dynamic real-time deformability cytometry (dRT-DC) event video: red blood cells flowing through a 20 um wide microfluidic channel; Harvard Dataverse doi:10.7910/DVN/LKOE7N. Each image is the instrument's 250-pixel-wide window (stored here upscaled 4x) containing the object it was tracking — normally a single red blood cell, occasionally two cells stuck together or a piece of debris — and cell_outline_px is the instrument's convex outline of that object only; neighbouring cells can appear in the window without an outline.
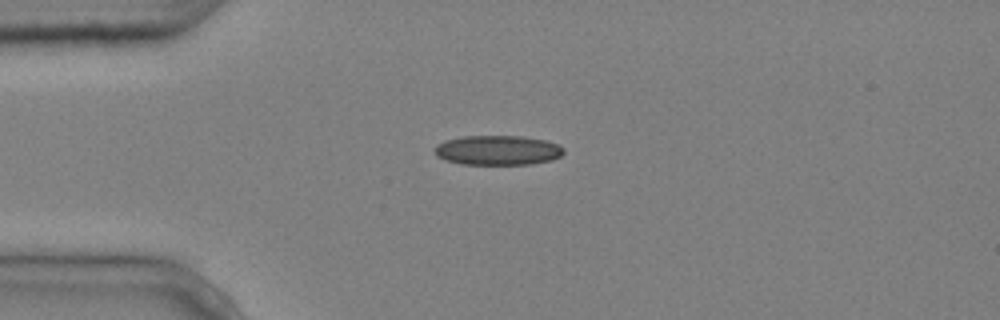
{"species": "common noctule bat (a hibernating species)", "species_latin": "Nyctalus noctula", "temperature_condition": "cold", "stored_images_in_passage": 3, "camera_frame_rate_fps": 3000, "um_per_image_px": 0.085, "animal": {"sex": "male", "body_mass_g": 20.4}, "frame": {"image": 1, "passage_image": 1, "time_ms": 0.0, "image_size_px": [1000, 320], "cell_outline_px": [[564, 152], [560, 156], [552, 160], [532, 164], [460, 164], [444, 160], [436, 156], [436, 144], [444, 140], [464, 136], [524, 136], [544, 140], [556, 144], [564, 148]], "centroid_in_image_um": [42.29, 12.77], "position_along_channel_um": 42.7, "area_um2": 22.37}}